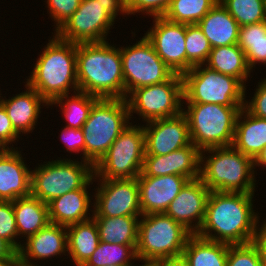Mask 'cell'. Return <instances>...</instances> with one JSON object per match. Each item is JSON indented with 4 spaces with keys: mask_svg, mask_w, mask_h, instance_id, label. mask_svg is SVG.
<instances>
[{
    "mask_svg": "<svg viewBox=\"0 0 266 266\" xmlns=\"http://www.w3.org/2000/svg\"><path fill=\"white\" fill-rule=\"evenodd\" d=\"M79 91L102 99H124L120 48L108 41L77 44Z\"/></svg>",
    "mask_w": 266,
    "mask_h": 266,
    "instance_id": "2",
    "label": "cell"
},
{
    "mask_svg": "<svg viewBox=\"0 0 266 266\" xmlns=\"http://www.w3.org/2000/svg\"><path fill=\"white\" fill-rule=\"evenodd\" d=\"M219 3L237 21L239 26L266 20L264 0H219Z\"/></svg>",
    "mask_w": 266,
    "mask_h": 266,
    "instance_id": "35",
    "label": "cell"
},
{
    "mask_svg": "<svg viewBox=\"0 0 266 266\" xmlns=\"http://www.w3.org/2000/svg\"><path fill=\"white\" fill-rule=\"evenodd\" d=\"M201 151L191 143L166 155H145L141 173L144 176L179 175L199 179Z\"/></svg>",
    "mask_w": 266,
    "mask_h": 266,
    "instance_id": "18",
    "label": "cell"
},
{
    "mask_svg": "<svg viewBox=\"0 0 266 266\" xmlns=\"http://www.w3.org/2000/svg\"><path fill=\"white\" fill-rule=\"evenodd\" d=\"M144 128L128 125L94 166V179H134L143 167Z\"/></svg>",
    "mask_w": 266,
    "mask_h": 266,
    "instance_id": "11",
    "label": "cell"
},
{
    "mask_svg": "<svg viewBox=\"0 0 266 266\" xmlns=\"http://www.w3.org/2000/svg\"><path fill=\"white\" fill-rule=\"evenodd\" d=\"M143 128L145 155H166L191 144L189 124L183 112L147 122Z\"/></svg>",
    "mask_w": 266,
    "mask_h": 266,
    "instance_id": "16",
    "label": "cell"
},
{
    "mask_svg": "<svg viewBox=\"0 0 266 266\" xmlns=\"http://www.w3.org/2000/svg\"><path fill=\"white\" fill-rule=\"evenodd\" d=\"M129 121L126 99L99 98L81 128L85 141V161L95 166L130 124Z\"/></svg>",
    "mask_w": 266,
    "mask_h": 266,
    "instance_id": "5",
    "label": "cell"
},
{
    "mask_svg": "<svg viewBox=\"0 0 266 266\" xmlns=\"http://www.w3.org/2000/svg\"><path fill=\"white\" fill-rule=\"evenodd\" d=\"M251 101H244V109L253 116L266 119V78L258 82Z\"/></svg>",
    "mask_w": 266,
    "mask_h": 266,
    "instance_id": "41",
    "label": "cell"
},
{
    "mask_svg": "<svg viewBox=\"0 0 266 266\" xmlns=\"http://www.w3.org/2000/svg\"><path fill=\"white\" fill-rule=\"evenodd\" d=\"M93 177L94 166L84 160L67 158L44 162L31 171L30 195L48 204L57 197L83 188Z\"/></svg>",
    "mask_w": 266,
    "mask_h": 266,
    "instance_id": "10",
    "label": "cell"
},
{
    "mask_svg": "<svg viewBox=\"0 0 266 266\" xmlns=\"http://www.w3.org/2000/svg\"><path fill=\"white\" fill-rule=\"evenodd\" d=\"M55 35V36H54ZM39 55L27 83L50 104L60 96L79 91L77 44L61 40L56 34Z\"/></svg>",
    "mask_w": 266,
    "mask_h": 266,
    "instance_id": "3",
    "label": "cell"
},
{
    "mask_svg": "<svg viewBox=\"0 0 266 266\" xmlns=\"http://www.w3.org/2000/svg\"><path fill=\"white\" fill-rule=\"evenodd\" d=\"M74 94L72 97L69 94L60 96L49 106L58 105L61 107L62 114L65 116L64 119L68 122L66 127L80 129L88 119L93 104L99 98L82 91H77Z\"/></svg>",
    "mask_w": 266,
    "mask_h": 266,
    "instance_id": "32",
    "label": "cell"
},
{
    "mask_svg": "<svg viewBox=\"0 0 266 266\" xmlns=\"http://www.w3.org/2000/svg\"><path fill=\"white\" fill-rule=\"evenodd\" d=\"M219 0H171L163 15L174 23L197 24Z\"/></svg>",
    "mask_w": 266,
    "mask_h": 266,
    "instance_id": "34",
    "label": "cell"
},
{
    "mask_svg": "<svg viewBox=\"0 0 266 266\" xmlns=\"http://www.w3.org/2000/svg\"><path fill=\"white\" fill-rule=\"evenodd\" d=\"M18 236L26 239L49 223L48 204L33 196L21 197L12 201Z\"/></svg>",
    "mask_w": 266,
    "mask_h": 266,
    "instance_id": "26",
    "label": "cell"
},
{
    "mask_svg": "<svg viewBox=\"0 0 266 266\" xmlns=\"http://www.w3.org/2000/svg\"><path fill=\"white\" fill-rule=\"evenodd\" d=\"M18 150L0 149V201L30 196L31 171Z\"/></svg>",
    "mask_w": 266,
    "mask_h": 266,
    "instance_id": "20",
    "label": "cell"
},
{
    "mask_svg": "<svg viewBox=\"0 0 266 266\" xmlns=\"http://www.w3.org/2000/svg\"><path fill=\"white\" fill-rule=\"evenodd\" d=\"M182 79L185 103L244 107L247 86L235 77L198 65L184 73Z\"/></svg>",
    "mask_w": 266,
    "mask_h": 266,
    "instance_id": "9",
    "label": "cell"
},
{
    "mask_svg": "<svg viewBox=\"0 0 266 266\" xmlns=\"http://www.w3.org/2000/svg\"><path fill=\"white\" fill-rule=\"evenodd\" d=\"M253 197L250 193L211 191L196 235L227 245L251 243L260 222L253 210Z\"/></svg>",
    "mask_w": 266,
    "mask_h": 266,
    "instance_id": "1",
    "label": "cell"
},
{
    "mask_svg": "<svg viewBox=\"0 0 266 266\" xmlns=\"http://www.w3.org/2000/svg\"><path fill=\"white\" fill-rule=\"evenodd\" d=\"M256 225V231L252 243L257 247L262 266H266V220L261 227Z\"/></svg>",
    "mask_w": 266,
    "mask_h": 266,
    "instance_id": "44",
    "label": "cell"
},
{
    "mask_svg": "<svg viewBox=\"0 0 266 266\" xmlns=\"http://www.w3.org/2000/svg\"><path fill=\"white\" fill-rule=\"evenodd\" d=\"M12 201H0V237L5 239L17 252L21 247ZM17 239V240H16Z\"/></svg>",
    "mask_w": 266,
    "mask_h": 266,
    "instance_id": "38",
    "label": "cell"
},
{
    "mask_svg": "<svg viewBox=\"0 0 266 266\" xmlns=\"http://www.w3.org/2000/svg\"><path fill=\"white\" fill-rule=\"evenodd\" d=\"M254 172L253 159L232 145L201 150L199 178L210 191L254 194Z\"/></svg>",
    "mask_w": 266,
    "mask_h": 266,
    "instance_id": "4",
    "label": "cell"
},
{
    "mask_svg": "<svg viewBox=\"0 0 266 266\" xmlns=\"http://www.w3.org/2000/svg\"><path fill=\"white\" fill-rule=\"evenodd\" d=\"M237 45L244 51L249 68L266 65V20L240 26Z\"/></svg>",
    "mask_w": 266,
    "mask_h": 266,
    "instance_id": "31",
    "label": "cell"
},
{
    "mask_svg": "<svg viewBox=\"0 0 266 266\" xmlns=\"http://www.w3.org/2000/svg\"><path fill=\"white\" fill-rule=\"evenodd\" d=\"M46 2L50 17L56 23V32L78 9L81 0H47Z\"/></svg>",
    "mask_w": 266,
    "mask_h": 266,
    "instance_id": "39",
    "label": "cell"
},
{
    "mask_svg": "<svg viewBox=\"0 0 266 266\" xmlns=\"http://www.w3.org/2000/svg\"><path fill=\"white\" fill-rule=\"evenodd\" d=\"M136 245H120L99 242L98 247L82 266L122 265L134 266L132 260H137Z\"/></svg>",
    "mask_w": 266,
    "mask_h": 266,
    "instance_id": "33",
    "label": "cell"
},
{
    "mask_svg": "<svg viewBox=\"0 0 266 266\" xmlns=\"http://www.w3.org/2000/svg\"><path fill=\"white\" fill-rule=\"evenodd\" d=\"M25 240L18 251L23 266H39L31 259L45 260L68 252L67 229L58 224L49 223Z\"/></svg>",
    "mask_w": 266,
    "mask_h": 266,
    "instance_id": "21",
    "label": "cell"
},
{
    "mask_svg": "<svg viewBox=\"0 0 266 266\" xmlns=\"http://www.w3.org/2000/svg\"><path fill=\"white\" fill-rule=\"evenodd\" d=\"M153 27L145 33L155 52L174 74L186 73V24L154 17Z\"/></svg>",
    "mask_w": 266,
    "mask_h": 266,
    "instance_id": "15",
    "label": "cell"
},
{
    "mask_svg": "<svg viewBox=\"0 0 266 266\" xmlns=\"http://www.w3.org/2000/svg\"><path fill=\"white\" fill-rule=\"evenodd\" d=\"M204 65L221 74L235 77L245 85L252 71L244 51L237 44L212 48Z\"/></svg>",
    "mask_w": 266,
    "mask_h": 266,
    "instance_id": "29",
    "label": "cell"
},
{
    "mask_svg": "<svg viewBox=\"0 0 266 266\" xmlns=\"http://www.w3.org/2000/svg\"><path fill=\"white\" fill-rule=\"evenodd\" d=\"M189 181L179 175L137 177L142 215L165 213L170 203Z\"/></svg>",
    "mask_w": 266,
    "mask_h": 266,
    "instance_id": "19",
    "label": "cell"
},
{
    "mask_svg": "<svg viewBox=\"0 0 266 266\" xmlns=\"http://www.w3.org/2000/svg\"><path fill=\"white\" fill-rule=\"evenodd\" d=\"M154 266H188L186 260L181 257L162 258L151 261Z\"/></svg>",
    "mask_w": 266,
    "mask_h": 266,
    "instance_id": "45",
    "label": "cell"
},
{
    "mask_svg": "<svg viewBox=\"0 0 266 266\" xmlns=\"http://www.w3.org/2000/svg\"><path fill=\"white\" fill-rule=\"evenodd\" d=\"M106 266H122V265H111V264H110V265H106Z\"/></svg>",
    "mask_w": 266,
    "mask_h": 266,
    "instance_id": "51",
    "label": "cell"
},
{
    "mask_svg": "<svg viewBox=\"0 0 266 266\" xmlns=\"http://www.w3.org/2000/svg\"><path fill=\"white\" fill-rule=\"evenodd\" d=\"M137 42L120 47L124 99L137 88L163 83L174 75L145 35Z\"/></svg>",
    "mask_w": 266,
    "mask_h": 266,
    "instance_id": "13",
    "label": "cell"
},
{
    "mask_svg": "<svg viewBox=\"0 0 266 266\" xmlns=\"http://www.w3.org/2000/svg\"><path fill=\"white\" fill-rule=\"evenodd\" d=\"M183 99V79L179 74L163 83L137 88L126 97L130 120L134 112L145 123L179 115L183 112Z\"/></svg>",
    "mask_w": 266,
    "mask_h": 266,
    "instance_id": "12",
    "label": "cell"
},
{
    "mask_svg": "<svg viewBox=\"0 0 266 266\" xmlns=\"http://www.w3.org/2000/svg\"><path fill=\"white\" fill-rule=\"evenodd\" d=\"M68 254L75 266H82L99 245L98 227L93 218L66 227Z\"/></svg>",
    "mask_w": 266,
    "mask_h": 266,
    "instance_id": "27",
    "label": "cell"
},
{
    "mask_svg": "<svg viewBox=\"0 0 266 266\" xmlns=\"http://www.w3.org/2000/svg\"><path fill=\"white\" fill-rule=\"evenodd\" d=\"M186 72L204 65L211 52V45L197 24H186Z\"/></svg>",
    "mask_w": 266,
    "mask_h": 266,
    "instance_id": "36",
    "label": "cell"
},
{
    "mask_svg": "<svg viewBox=\"0 0 266 266\" xmlns=\"http://www.w3.org/2000/svg\"><path fill=\"white\" fill-rule=\"evenodd\" d=\"M0 91H1V90H0ZM0 95H2V94H0ZM1 98H3V97L0 96V104L2 103V99H1Z\"/></svg>",
    "mask_w": 266,
    "mask_h": 266,
    "instance_id": "50",
    "label": "cell"
},
{
    "mask_svg": "<svg viewBox=\"0 0 266 266\" xmlns=\"http://www.w3.org/2000/svg\"><path fill=\"white\" fill-rule=\"evenodd\" d=\"M227 266H262L257 247L252 242L228 245Z\"/></svg>",
    "mask_w": 266,
    "mask_h": 266,
    "instance_id": "37",
    "label": "cell"
},
{
    "mask_svg": "<svg viewBox=\"0 0 266 266\" xmlns=\"http://www.w3.org/2000/svg\"><path fill=\"white\" fill-rule=\"evenodd\" d=\"M141 216L92 217L98 227L100 241L120 245H137Z\"/></svg>",
    "mask_w": 266,
    "mask_h": 266,
    "instance_id": "30",
    "label": "cell"
},
{
    "mask_svg": "<svg viewBox=\"0 0 266 266\" xmlns=\"http://www.w3.org/2000/svg\"><path fill=\"white\" fill-rule=\"evenodd\" d=\"M171 0H126L128 15L144 13L153 17H161L167 11Z\"/></svg>",
    "mask_w": 266,
    "mask_h": 266,
    "instance_id": "40",
    "label": "cell"
},
{
    "mask_svg": "<svg viewBox=\"0 0 266 266\" xmlns=\"http://www.w3.org/2000/svg\"><path fill=\"white\" fill-rule=\"evenodd\" d=\"M98 180L92 217L142 216L137 178Z\"/></svg>",
    "mask_w": 266,
    "mask_h": 266,
    "instance_id": "14",
    "label": "cell"
},
{
    "mask_svg": "<svg viewBox=\"0 0 266 266\" xmlns=\"http://www.w3.org/2000/svg\"><path fill=\"white\" fill-rule=\"evenodd\" d=\"M144 264L140 265V266H154L151 262H142ZM135 266V265H134ZM138 266V265H137Z\"/></svg>",
    "mask_w": 266,
    "mask_h": 266,
    "instance_id": "49",
    "label": "cell"
},
{
    "mask_svg": "<svg viewBox=\"0 0 266 266\" xmlns=\"http://www.w3.org/2000/svg\"><path fill=\"white\" fill-rule=\"evenodd\" d=\"M228 245L192 234L182 257L188 266H227Z\"/></svg>",
    "mask_w": 266,
    "mask_h": 266,
    "instance_id": "28",
    "label": "cell"
},
{
    "mask_svg": "<svg viewBox=\"0 0 266 266\" xmlns=\"http://www.w3.org/2000/svg\"><path fill=\"white\" fill-rule=\"evenodd\" d=\"M192 233L165 213L146 214L138 222L136 254L138 260L181 257Z\"/></svg>",
    "mask_w": 266,
    "mask_h": 266,
    "instance_id": "8",
    "label": "cell"
},
{
    "mask_svg": "<svg viewBox=\"0 0 266 266\" xmlns=\"http://www.w3.org/2000/svg\"><path fill=\"white\" fill-rule=\"evenodd\" d=\"M197 25L212 48L234 45L238 42L239 24L218 2Z\"/></svg>",
    "mask_w": 266,
    "mask_h": 266,
    "instance_id": "24",
    "label": "cell"
},
{
    "mask_svg": "<svg viewBox=\"0 0 266 266\" xmlns=\"http://www.w3.org/2000/svg\"><path fill=\"white\" fill-rule=\"evenodd\" d=\"M210 192L200 178L189 180L170 203L165 214L196 234L203 223Z\"/></svg>",
    "mask_w": 266,
    "mask_h": 266,
    "instance_id": "17",
    "label": "cell"
},
{
    "mask_svg": "<svg viewBox=\"0 0 266 266\" xmlns=\"http://www.w3.org/2000/svg\"><path fill=\"white\" fill-rule=\"evenodd\" d=\"M259 166H266V145L263 147V149L259 152V154L256 155V157L253 159V168L255 170V167Z\"/></svg>",
    "mask_w": 266,
    "mask_h": 266,
    "instance_id": "48",
    "label": "cell"
},
{
    "mask_svg": "<svg viewBox=\"0 0 266 266\" xmlns=\"http://www.w3.org/2000/svg\"><path fill=\"white\" fill-rule=\"evenodd\" d=\"M0 266H23L19 253L16 252L11 258L0 259Z\"/></svg>",
    "mask_w": 266,
    "mask_h": 266,
    "instance_id": "47",
    "label": "cell"
},
{
    "mask_svg": "<svg viewBox=\"0 0 266 266\" xmlns=\"http://www.w3.org/2000/svg\"><path fill=\"white\" fill-rule=\"evenodd\" d=\"M60 139L63 141L66 146L67 152H83V160L85 161V141L82 129L64 127L62 130Z\"/></svg>",
    "mask_w": 266,
    "mask_h": 266,
    "instance_id": "42",
    "label": "cell"
},
{
    "mask_svg": "<svg viewBox=\"0 0 266 266\" xmlns=\"http://www.w3.org/2000/svg\"><path fill=\"white\" fill-rule=\"evenodd\" d=\"M118 12L128 15L126 0H81L78 9L54 34L75 44L106 41Z\"/></svg>",
    "mask_w": 266,
    "mask_h": 266,
    "instance_id": "6",
    "label": "cell"
},
{
    "mask_svg": "<svg viewBox=\"0 0 266 266\" xmlns=\"http://www.w3.org/2000/svg\"><path fill=\"white\" fill-rule=\"evenodd\" d=\"M26 91L16 94L14 97L2 98V105L5 108L8 117L14 129L21 134L32 132L36 126L41 106L49 104L27 83ZM42 104V105H41Z\"/></svg>",
    "mask_w": 266,
    "mask_h": 266,
    "instance_id": "23",
    "label": "cell"
},
{
    "mask_svg": "<svg viewBox=\"0 0 266 266\" xmlns=\"http://www.w3.org/2000/svg\"><path fill=\"white\" fill-rule=\"evenodd\" d=\"M96 181L94 177L81 189L68 192L48 203L50 223L68 227L70 225L91 219L90 194L88 186ZM89 215V216H88Z\"/></svg>",
    "mask_w": 266,
    "mask_h": 266,
    "instance_id": "22",
    "label": "cell"
},
{
    "mask_svg": "<svg viewBox=\"0 0 266 266\" xmlns=\"http://www.w3.org/2000/svg\"><path fill=\"white\" fill-rule=\"evenodd\" d=\"M265 145L266 119L253 116L242 108L236 120L232 146L254 159Z\"/></svg>",
    "mask_w": 266,
    "mask_h": 266,
    "instance_id": "25",
    "label": "cell"
},
{
    "mask_svg": "<svg viewBox=\"0 0 266 266\" xmlns=\"http://www.w3.org/2000/svg\"><path fill=\"white\" fill-rule=\"evenodd\" d=\"M16 252L5 239L0 237V259L11 258Z\"/></svg>",
    "mask_w": 266,
    "mask_h": 266,
    "instance_id": "46",
    "label": "cell"
},
{
    "mask_svg": "<svg viewBox=\"0 0 266 266\" xmlns=\"http://www.w3.org/2000/svg\"><path fill=\"white\" fill-rule=\"evenodd\" d=\"M20 134L14 129L8 114L0 104V149H9V144L20 139Z\"/></svg>",
    "mask_w": 266,
    "mask_h": 266,
    "instance_id": "43",
    "label": "cell"
},
{
    "mask_svg": "<svg viewBox=\"0 0 266 266\" xmlns=\"http://www.w3.org/2000/svg\"><path fill=\"white\" fill-rule=\"evenodd\" d=\"M183 109L189 124L191 143L200 151L214 147L231 146L236 120L243 107L220 104L186 103Z\"/></svg>",
    "mask_w": 266,
    "mask_h": 266,
    "instance_id": "7",
    "label": "cell"
}]
</instances>
